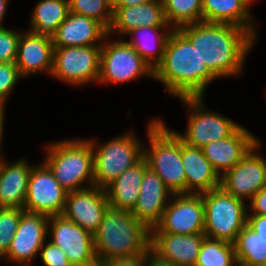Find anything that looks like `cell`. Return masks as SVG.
<instances>
[{"label": "cell", "instance_id": "1", "mask_svg": "<svg viewBox=\"0 0 266 266\" xmlns=\"http://www.w3.org/2000/svg\"><path fill=\"white\" fill-rule=\"evenodd\" d=\"M217 77L238 76L255 42L246 29L226 23L197 22L178 28Z\"/></svg>", "mask_w": 266, "mask_h": 266}, {"label": "cell", "instance_id": "2", "mask_svg": "<svg viewBox=\"0 0 266 266\" xmlns=\"http://www.w3.org/2000/svg\"><path fill=\"white\" fill-rule=\"evenodd\" d=\"M153 79L163 83L168 94L181 99L203 98L205 88L217 77L201 62L191 42L178 29H173Z\"/></svg>", "mask_w": 266, "mask_h": 266}, {"label": "cell", "instance_id": "3", "mask_svg": "<svg viewBox=\"0 0 266 266\" xmlns=\"http://www.w3.org/2000/svg\"><path fill=\"white\" fill-rule=\"evenodd\" d=\"M98 262L131 257L150 246V230L129 210L109 207L93 234Z\"/></svg>", "mask_w": 266, "mask_h": 266}, {"label": "cell", "instance_id": "4", "mask_svg": "<svg viewBox=\"0 0 266 266\" xmlns=\"http://www.w3.org/2000/svg\"><path fill=\"white\" fill-rule=\"evenodd\" d=\"M150 148L144 149L148 166L173 194H186V178L181 159V138L162 119L150 120L147 127Z\"/></svg>", "mask_w": 266, "mask_h": 266}, {"label": "cell", "instance_id": "5", "mask_svg": "<svg viewBox=\"0 0 266 266\" xmlns=\"http://www.w3.org/2000/svg\"><path fill=\"white\" fill-rule=\"evenodd\" d=\"M45 149L44 163L64 190L72 192L94 186L93 149L88 139L60 140Z\"/></svg>", "mask_w": 266, "mask_h": 266}, {"label": "cell", "instance_id": "6", "mask_svg": "<svg viewBox=\"0 0 266 266\" xmlns=\"http://www.w3.org/2000/svg\"><path fill=\"white\" fill-rule=\"evenodd\" d=\"M205 208L204 234L206 237L234 244L247 224V206L221 186L201 193Z\"/></svg>", "mask_w": 266, "mask_h": 266}, {"label": "cell", "instance_id": "7", "mask_svg": "<svg viewBox=\"0 0 266 266\" xmlns=\"http://www.w3.org/2000/svg\"><path fill=\"white\" fill-rule=\"evenodd\" d=\"M93 149L94 186L105 189L124 171L144 157V147L134 132L116 136L97 146L90 140Z\"/></svg>", "mask_w": 266, "mask_h": 266}, {"label": "cell", "instance_id": "8", "mask_svg": "<svg viewBox=\"0 0 266 266\" xmlns=\"http://www.w3.org/2000/svg\"><path fill=\"white\" fill-rule=\"evenodd\" d=\"M108 37L101 47L99 83H125L145 75L153 78V68L127 41L110 42Z\"/></svg>", "mask_w": 266, "mask_h": 266}, {"label": "cell", "instance_id": "9", "mask_svg": "<svg viewBox=\"0 0 266 266\" xmlns=\"http://www.w3.org/2000/svg\"><path fill=\"white\" fill-rule=\"evenodd\" d=\"M102 45L54 47L51 75L71 85L99 80Z\"/></svg>", "mask_w": 266, "mask_h": 266}, {"label": "cell", "instance_id": "10", "mask_svg": "<svg viewBox=\"0 0 266 266\" xmlns=\"http://www.w3.org/2000/svg\"><path fill=\"white\" fill-rule=\"evenodd\" d=\"M190 109L185 134L175 131L186 144L203 148L205 145L229 137L240 125L231 119L206 110L202 97L181 98Z\"/></svg>", "mask_w": 266, "mask_h": 266}, {"label": "cell", "instance_id": "11", "mask_svg": "<svg viewBox=\"0 0 266 266\" xmlns=\"http://www.w3.org/2000/svg\"><path fill=\"white\" fill-rule=\"evenodd\" d=\"M160 222L150 233L204 234L205 208L202 194H173Z\"/></svg>", "mask_w": 266, "mask_h": 266}, {"label": "cell", "instance_id": "12", "mask_svg": "<svg viewBox=\"0 0 266 266\" xmlns=\"http://www.w3.org/2000/svg\"><path fill=\"white\" fill-rule=\"evenodd\" d=\"M51 232V233H50ZM51 242L64 251L73 266H98L93 234L62 215L51 216L48 235Z\"/></svg>", "mask_w": 266, "mask_h": 266}, {"label": "cell", "instance_id": "13", "mask_svg": "<svg viewBox=\"0 0 266 266\" xmlns=\"http://www.w3.org/2000/svg\"><path fill=\"white\" fill-rule=\"evenodd\" d=\"M67 193L44 162L33 165L24 210L48 217L62 215Z\"/></svg>", "mask_w": 266, "mask_h": 266}, {"label": "cell", "instance_id": "14", "mask_svg": "<svg viewBox=\"0 0 266 266\" xmlns=\"http://www.w3.org/2000/svg\"><path fill=\"white\" fill-rule=\"evenodd\" d=\"M259 141L237 165L220 176V186L242 200L251 199L266 187V161L256 152Z\"/></svg>", "mask_w": 266, "mask_h": 266}, {"label": "cell", "instance_id": "15", "mask_svg": "<svg viewBox=\"0 0 266 266\" xmlns=\"http://www.w3.org/2000/svg\"><path fill=\"white\" fill-rule=\"evenodd\" d=\"M48 221V216L24 211L10 248L1 259L28 266L40 253L43 243L48 241Z\"/></svg>", "mask_w": 266, "mask_h": 266}, {"label": "cell", "instance_id": "16", "mask_svg": "<svg viewBox=\"0 0 266 266\" xmlns=\"http://www.w3.org/2000/svg\"><path fill=\"white\" fill-rule=\"evenodd\" d=\"M109 207L105 189L92 186L68 192L62 216L94 234Z\"/></svg>", "mask_w": 266, "mask_h": 266}, {"label": "cell", "instance_id": "17", "mask_svg": "<svg viewBox=\"0 0 266 266\" xmlns=\"http://www.w3.org/2000/svg\"><path fill=\"white\" fill-rule=\"evenodd\" d=\"M205 234L150 233V247L159 260L175 266H195Z\"/></svg>", "mask_w": 266, "mask_h": 266}, {"label": "cell", "instance_id": "18", "mask_svg": "<svg viewBox=\"0 0 266 266\" xmlns=\"http://www.w3.org/2000/svg\"><path fill=\"white\" fill-rule=\"evenodd\" d=\"M255 145L257 137L240 125L229 137L213 141L201 149L214 170L222 176L237 165Z\"/></svg>", "mask_w": 266, "mask_h": 266}, {"label": "cell", "instance_id": "19", "mask_svg": "<svg viewBox=\"0 0 266 266\" xmlns=\"http://www.w3.org/2000/svg\"><path fill=\"white\" fill-rule=\"evenodd\" d=\"M172 195L161 178L148 166L144 172L136 205L130 212L151 230L160 222L169 203L168 196Z\"/></svg>", "mask_w": 266, "mask_h": 266}, {"label": "cell", "instance_id": "20", "mask_svg": "<svg viewBox=\"0 0 266 266\" xmlns=\"http://www.w3.org/2000/svg\"><path fill=\"white\" fill-rule=\"evenodd\" d=\"M53 39L29 29L21 32L15 64L22 77L53 70Z\"/></svg>", "mask_w": 266, "mask_h": 266}, {"label": "cell", "instance_id": "21", "mask_svg": "<svg viewBox=\"0 0 266 266\" xmlns=\"http://www.w3.org/2000/svg\"><path fill=\"white\" fill-rule=\"evenodd\" d=\"M107 36L108 29L99 21L69 12L52 39L54 47L93 46L102 45Z\"/></svg>", "mask_w": 266, "mask_h": 266}, {"label": "cell", "instance_id": "22", "mask_svg": "<svg viewBox=\"0 0 266 266\" xmlns=\"http://www.w3.org/2000/svg\"><path fill=\"white\" fill-rule=\"evenodd\" d=\"M113 18L108 35L114 32L128 35L135 28L170 27L167 23L162 0H152L145 4L129 7H112Z\"/></svg>", "mask_w": 266, "mask_h": 266}, {"label": "cell", "instance_id": "23", "mask_svg": "<svg viewBox=\"0 0 266 266\" xmlns=\"http://www.w3.org/2000/svg\"><path fill=\"white\" fill-rule=\"evenodd\" d=\"M181 159L186 178V194H201L220 186V176L201 148L190 146L181 139Z\"/></svg>", "mask_w": 266, "mask_h": 266}, {"label": "cell", "instance_id": "24", "mask_svg": "<svg viewBox=\"0 0 266 266\" xmlns=\"http://www.w3.org/2000/svg\"><path fill=\"white\" fill-rule=\"evenodd\" d=\"M32 167L24 158L12 164L0 160V208L24 209Z\"/></svg>", "mask_w": 266, "mask_h": 266}, {"label": "cell", "instance_id": "25", "mask_svg": "<svg viewBox=\"0 0 266 266\" xmlns=\"http://www.w3.org/2000/svg\"><path fill=\"white\" fill-rule=\"evenodd\" d=\"M255 0H202V21L226 23L248 30L256 38L250 4Z\"/></svg>", "mask_w": 266, "mask_h": 266}, {"label": "cell", "instance_id": "26", "mask_svg": "<svg viewBox=\"0 0 266 266\" xmlns=\"http://www.w3.org/2000/svg\"><path fill=\"white\" fill-rule=\"evenodd\" d=\"M147 167L148 163L143 157L105 188L110 207L129 211L135 207Z\"/></svg>", "mask_w": 266, "mask_h": 266}, {"label": "cell", "instance_id": "27", "mask_svg": "<svg viewBox=\"0 0 266 266\" xmlns=\"http://www.w3.org/2000/svg\"><path fill=\"white\" fill-rule=\"evenodd\" d=\"M164 28L168 27L144 26L135 28L128 33V35L141 36V39L138 36H132L133 40L127 42L153 68V70L162 61L167 40L173 30L170 28V31L162 33ZM160 30L162 31L160 32Z\"/></svg>", "mask_w": 266, "mask_h": 266}, {"label": "cell", "instance_id": "28", "mask_svg": "<svg viewBox=\"0 0 266 266\" xmlns=\"http://www.w3.org/2000/svg\"><path fill=\"white\" fill-rule=\"evenodd\" d=\"M69 12V0H40L33 10L29 29L53 38Z\"/></svg>", "mask_w": 266, "mask_h": 266}, {"label": "cell", "instance_id": "29", "mask_svg": "<svg viewBox=\"0 0 266 266\" xmlns=\"http://www.w3.org/2000/svg\"><path fill=\"white\" fill-rule=\"evenodd\" d=\"M234 248L238 266H258L266 262V239L247 224L238 234Z\"/></svg>", "mask_w": 266, "mask_h": 266}, {"label": "cell", "instance_id": "30", "mask_svg": "<svg viewBox=\"0 0 266 266\" xmlns=\"http://www.w3.org/2000/svg\"><path fill=\"white\" fill-rule=\"evenodd\" d=\"M162 3L172 29L202 21V0H162Z\"/></svg>", "mask_w": 266, "mask_h": 266}, {"label": "cell", "instance_id": "31", "mask_svg": "<svg viewBox=\"0 0 266 266\" xmlns=\"http://www.w3.org/2000/svg\"><path fill=\"white\" fill-rule=\"evenodd\" d=\"M195 266H238L234 244L205 237Z\"/></svg>", "mask_w": 266, "mask_h": 266}, {"label": "cell", "instance_id": "32", "mask_svg": "<svg viewBox=\"0 0 266 266\" xmlns=\"http://www.w3.org/2000/svg\"><path fill=\"white\" fill-rule=\"evenodd\" d=\"M70 12L93 18L110 28L113 18L111 0H69Z\"/></svg>", "mask_w": 266, "mask_h": 266}, {"label": "cell", "instance_id": "33", "mask_svg": "<svg viewBox=\"0 0 266 266\" xmlns=\"http://www.w3.org/2000/svg\"><path fill=\"white\" fill-rule=\"evenodd\" d=\"M24 211L21 208H0V258L9 250Z\"/></svg>", "mask_w": 266, "mask_h": 266}, {"label": "cell", "instance_id": "34", "mask_svg": "<svg viewBox=\"0 0 266 266\" xmlns=\"http://www.w3.org/2000/svg\"><path fill=\"white\" fill-rule=\"evenodd\" d=\"M22 78L15 62L0 63V104L6 102L7 97Z\"/></svg>", "mask_w": 266, "mask_h": 266}, {"label": "cell", "instance_id": "35", "mask_svg": "<svg viewBox=\"0 0 266 266\" xmlns=\"http://www.w3.org/2000/svg\"><path fill=\"white\" fill-rule=\"evenodd\" d=\"M21 32L0 27V63L15 62Z\"/></svg>", "mask_w": 266, "mask_h": 266}, {"label": "cell", "instance_id": "36", "mask_svg": "<svg viewBox=\"0 0 266 266\" xmlns=\"http://www.w3.org/2000/svg\"><path fill=\"white\" fill-rule=\"evenodd\" d=\"M41 247V260L45 266H73L68 260L66 254L57 245L51 241Z\"/></svg>", "mask_w": 266, "mask_h": 266}, {"label": "cell", "instance_id": "37", "mask_svg": "<svg viewBox=\"0 0 266 266\" xmlns=\"http://www.w3.org/2000/svg\"><path fill=\"white\" fill-rule=\"evenodd\" d=\"M153 255L149 246L144 252L131 257L114 258L99 262L98 266H149V259Z\"/></svg>", "mask_w": 266, "mask_h": 266}, {"label": "cell", "instance_id": "38", "mask_svg": "<svg viewBox=\"0 0 266 266\" xmlns=\"http://www.w3.org/2000/svg\"><path fill=\"white\" fill-rule=\"evenodd\" d=\"M251 214L266 216V187L262 188L250 200ZM253 212V213H252Z\"/></svg>", "mask_w": 266, "mask_h": 266}, {"label": "cell", "instance_id": "39", "mask_svg": "<svg viewBox=\"0 0 266 266\" xmlns=\"http://www.w3.org/2000/svg\"><path fill=\"white\" fill-rule=\"evenodd\" d=\"M247 225L260 237L266 239V216L247 213Z\"/></svg>", "mask_w": 266, "mask_h": 266}, {"label": "cell", "instance_id": "40", "mask_svg": "<svg viewBox=\"0 0 266 266\" xmlns=\"http://www.w3.org/2000/svg\"><path fill=\"white\" fill-rule=\"evenodd\" d=\"M152 0H111V7H129L145 4Z\"/></svg>", "mask_w": 266, "mask_h": 266}, {"label": "cell", "instance_id": "41", "mask_svg": "<svg viewBox=\"0 0 266 266\" xmlns=\"http://www.w3.org/2000/svg\"><path fill=\"white\" fill-rule=\"evenodd\" d=\"M5 105L4 104H0V152L2 153V151H1V148H2V144H1V142H2V137H3V131H4V117H5ZM1 153H0V155H1ZM2 159V157L0 156V160Z\"/></svg>", "mask_w": 266, "mask_h": 266}, {"label": "cell", "instance_id": "42", "mask_svg": "<svg viewBox=\"0 0 266 266\" xmlns=\"http://www.w3.org/2000/svg\"><path fill=\"white\" fill-rule=\"evenodd\" d=\"M149 266H175L171 263L163 262L159 260L157 257L152 255L149 259Z\"/></svg>", "mask_w": 266, "mask_h": 266}, {"label": "cell", "instance_id": "43", "mask_svg": "<svg viewBox=\"0 0 266 266\" xmlns=\"http://www.w3.org/2000/svg\"><path fill=\"white\" fill-rule=\"evenodd\" d=\"M7 6H8V0H0V27H4L2 25V21L4 15L6 14Z\"/></svg>", "mask_w": 266, "mask_h": 266}, {"label": "cell", "instance_id": "44", "mask_svg": "<svg viewBox=\"0 0 266 266\" xmlns=\"http://www.w3.org/2000/svg\"><path fill=\"white\" fill-rule=\"evenodd\" d=\"M258 266H266V262H265V263H263V264H260V265H258Z\"/></svg>", "mask_w": 266, "mask_h": 266}]
</instances>
